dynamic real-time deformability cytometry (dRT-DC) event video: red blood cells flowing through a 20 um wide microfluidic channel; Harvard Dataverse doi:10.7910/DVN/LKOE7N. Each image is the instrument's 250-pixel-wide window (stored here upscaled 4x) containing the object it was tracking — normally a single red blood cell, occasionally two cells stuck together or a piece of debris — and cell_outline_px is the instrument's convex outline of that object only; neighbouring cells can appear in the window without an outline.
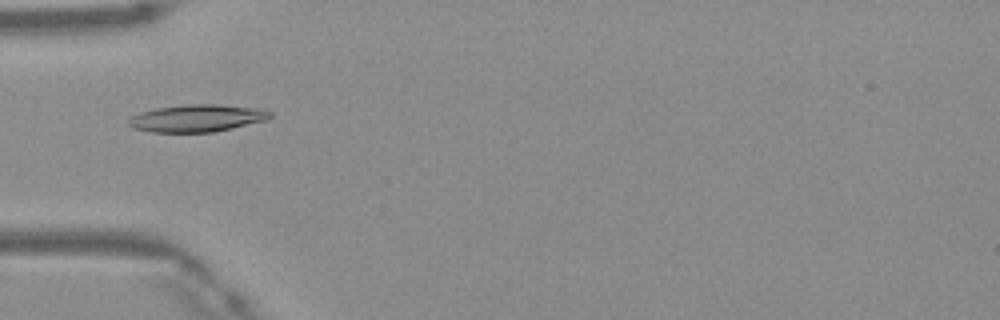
{"species": "Egyptian fruit bat (a non-hibernating species)", "species_latin": "Rousettus aegyptiacus", "temperature_condition": "warm", "stored_images_in_passage": 49, "camera_frame_rate_fps": 3000, "um_per_image_px": 0.085, "frame": {"image": 1, "passage_image": 16, "time_ms": 5.0, "image_size_px": [1000, 320], "cell_outline_px": [[272, 116], [268, 120], [232, 128], [212, 132], [152, 132], [132, 128], [128, 124], [128, 120], [132, 116], [140, 112], [156, 108], [188, 104], [220, 104], [260, 108], [272, 112]], "centroid_in_image_um": [16.77, 10.04], "position_along_channel_um": 68.2, "area_um2": 22.66}}
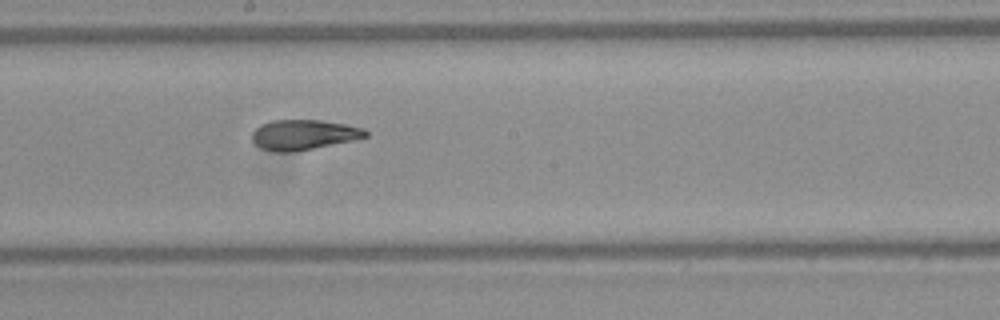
{"frame": {"image": 2, "passage_image": 27, "time_ms": 8.667, "image_size_px": [1000, 320], "cell_outline_px": [[368, 136], [356, 140], [292, 152], [276, 152], [260, 148], [252, 140], [252, 132], [260, 124], [272, 120], [320, 120], [344, 124], [364, 128], [368, 132]], "centroid_in_image_um": [25.81, 11.45], "position_along_channel_um": 222.4, "area_um2": 20.0}}
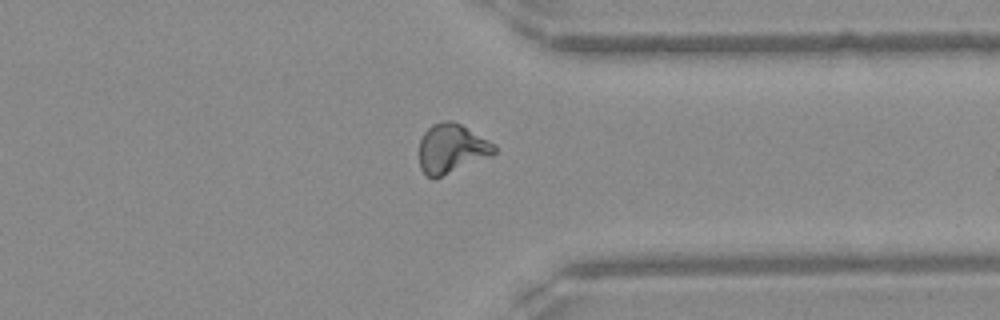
{"frame": {"image": 3, "passage_image": 38, "time_ms": 12.333, "image_size_px": [1000, 320], "cell_outline_px": [[496, 152], [492, 156], [436, 180], [432, 180], [420, 168], [420, 140], [424, 132], [432, 124], [444, 120], [452, 120], [460, 124], [496, 144]], "centroid_in_image_um": [38.4, 12.66], "position_along_channel_um": 373.0, "area_um2": 21.96}, "authors_computed_cell_mechanics": {"area_um2": 20.808, "velocity_mm_per_s": 4.1758, "shape_relaxation_time_tau1_ms": 6.5664, "shape_relaxation_time_tau2_ms": 1.5865, "deformation_change_tau1": 0.216, "deformation_change_tau2": 0.0715}}